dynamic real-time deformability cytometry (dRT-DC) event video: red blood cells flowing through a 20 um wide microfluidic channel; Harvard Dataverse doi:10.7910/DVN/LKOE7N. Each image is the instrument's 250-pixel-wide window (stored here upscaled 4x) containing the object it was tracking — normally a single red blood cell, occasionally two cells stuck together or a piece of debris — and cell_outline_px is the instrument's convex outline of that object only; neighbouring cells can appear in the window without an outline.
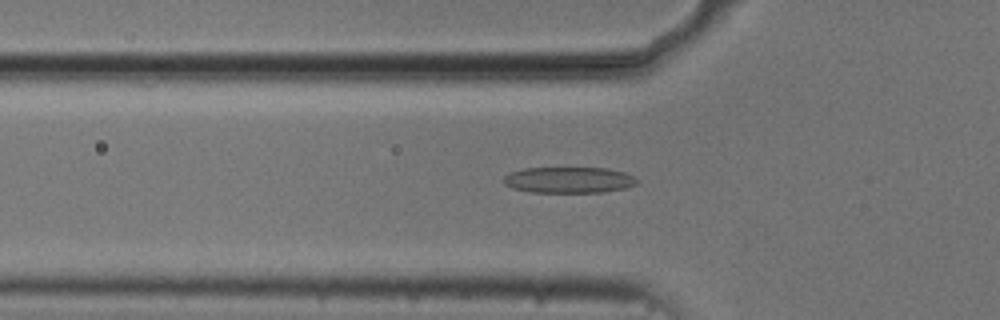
{"species": "common noctule bat (a hibernating species)", "species_latin": "Nyctalus noctula", "temperature_condition": "cold", "stored_images_in_passage": 41, "camera_frame_rate_fps": 3000, "um_per_image_px": 0.085, "animal": {"sex": "male", "body_mass_g": 20.5, "forearm_length_mm": 52.5}, "frame": {"image": 1, "passage_image": 5, "time_ms": 1.333, "image_size_px": [1000, 320], "cell_outline_px": [[636, 184], [624, 188], [604, 192], [528, 192], [512, 188], [504, 184], [504, 176], [512, 172], [524, 168], [608, 168], [624, 172], [636, 176]], "centroid_in_image_um": [48.35, 15.29], "position_along_channel_um": 77.4, "area_um2": 20.23}}
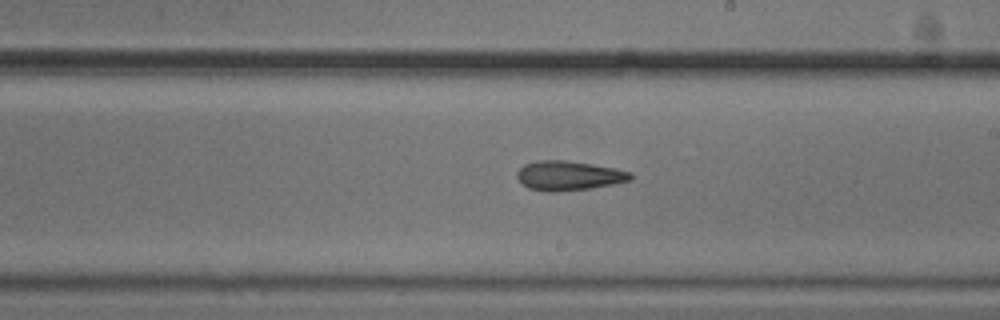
{"frame": {"image": 2, "passage_image": 18, "time_ms": 5.667, "image_size_px": [1000, 320], "cell_outline_px": [[632, 180], [592, 188], [556, 192], [544, 192], [528, 188], [516, 176], [516, 172], [524, 164], [536, 160], [564, 160], [616, 168], [632, 172]], "centroid_in_image_um": [48.33, 14.93], "position_along_channel_um": 240.7, "area_um2": 19.59}}
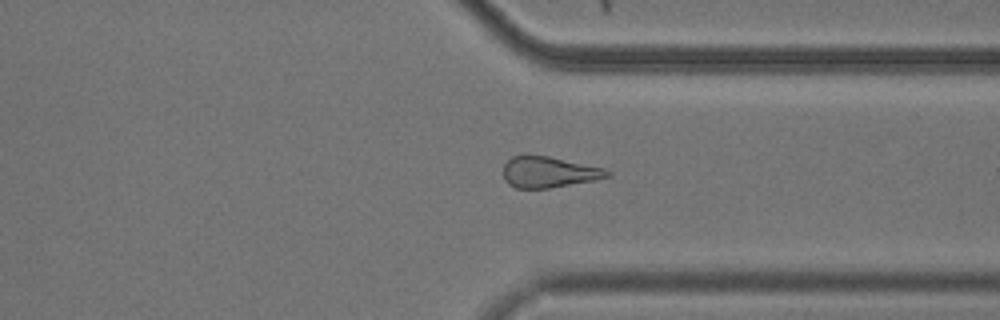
{"frame": {"image": 3, "passage_image": 28, "time_ms": 9.0, "image_size_px": [1000, 320], "cell_outline_px": [[612, 176], [596, 180], [548, 188], [516, 188], [508, 184], [504, 180], [504, 164], [512, 156], [524, 152], [548, 156], [604, 168], [612, 172]], "centroid_in_image_um": [46.63, 14.6], "position_along_channel_um": 364.8, "area_um2": 19.19}, "authors_computed_cell_mechanics": {"area_um2": 19.8254, "velocity_mm_per_s": 3.7333, "shape_relaxation_time_tau1_ms": 8.581, "shape_relaxation_time_tau2_ms": 10.7171, "deformation_change_tau1": 0.1833, "deformation_change_tau2": 0.2778}}